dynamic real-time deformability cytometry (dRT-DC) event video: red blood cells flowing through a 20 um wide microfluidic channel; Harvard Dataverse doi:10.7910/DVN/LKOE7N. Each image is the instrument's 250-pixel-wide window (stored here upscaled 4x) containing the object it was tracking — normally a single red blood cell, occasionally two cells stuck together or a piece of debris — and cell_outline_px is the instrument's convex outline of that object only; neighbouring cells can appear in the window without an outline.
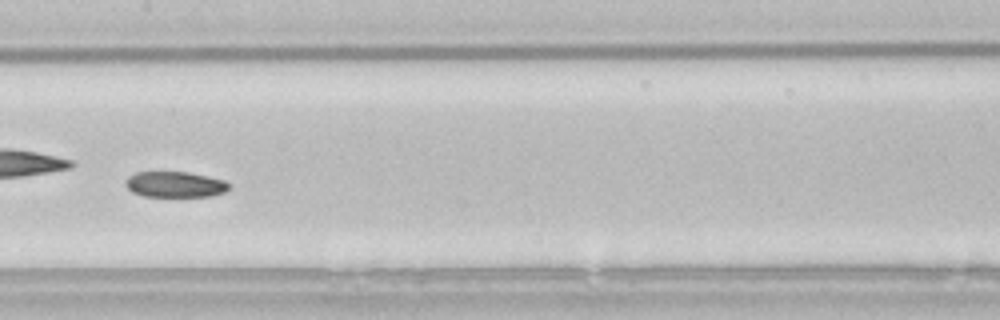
{"species": "common noctule bat (a hibernating species)", "species_latin": "Nyctalus noctula", "temperature_condition": "room temperature", "stored_images_in_passage": 40, "camera_frame_rate_fps": 3000, "um_per_image_px": 0.085, "animal": {"sex": "male", "body_mass_g": 21.5, "forearm_length_mm": 52.0}, "frame": {"image": 1, "passage_image": 12, "time_ms": 3.667, "image_size_px": [1000, 320], "cell_outline_px": [[228, 188], [224, 192], [208, 196], [144, 196], [132, 192], [124, 184], [128, 176], [136, 172], [188, 172], [208, 176], [224, 180], [228, 184]], "centroid_in_image_um": [14.84, 15.67], "position_along_channel_um": 192.6, "area_um2": 15.37}}
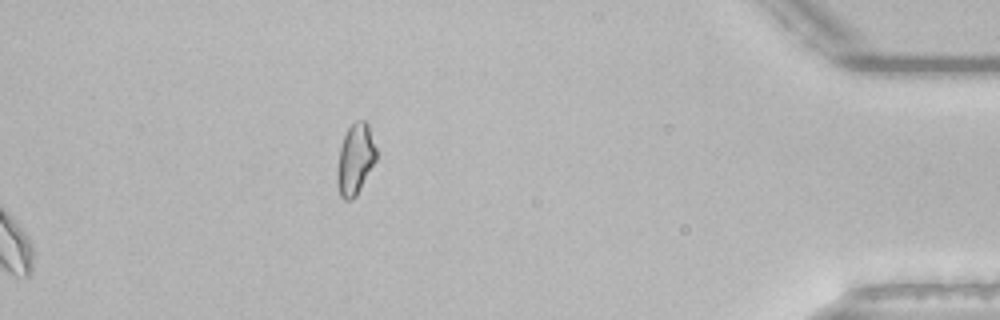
{"frame": {"image": 2, "passage_image": 40, "time_ms": 13.0, "image_size_px": [1000, 320], "cell_outline_px": [[376, 160], [356, 196], [352, 200], [344, 200], [340, 196], [336, 180], [336, 172], [340, 148], [344, 136], [348, 128], [356, 120], [364, 120], [368, 124], [376, 148]], "centroid_in_image_um": [30.18, 13.55], "position_along_channel_um": 405.0, "area_um2": 16.13}, "authors_computed_cell_mechanics": {"area_um2": 16.8487, "velocity_mm_per_s": 3.7707, "shape_relaxation_time_tau1_ms": 3.5862, "shape_relaxation_time_tau2_ms": 10.9743, "deformation_change_tau1": 0.0824, "deformation_change_tau2": 0.1477}}